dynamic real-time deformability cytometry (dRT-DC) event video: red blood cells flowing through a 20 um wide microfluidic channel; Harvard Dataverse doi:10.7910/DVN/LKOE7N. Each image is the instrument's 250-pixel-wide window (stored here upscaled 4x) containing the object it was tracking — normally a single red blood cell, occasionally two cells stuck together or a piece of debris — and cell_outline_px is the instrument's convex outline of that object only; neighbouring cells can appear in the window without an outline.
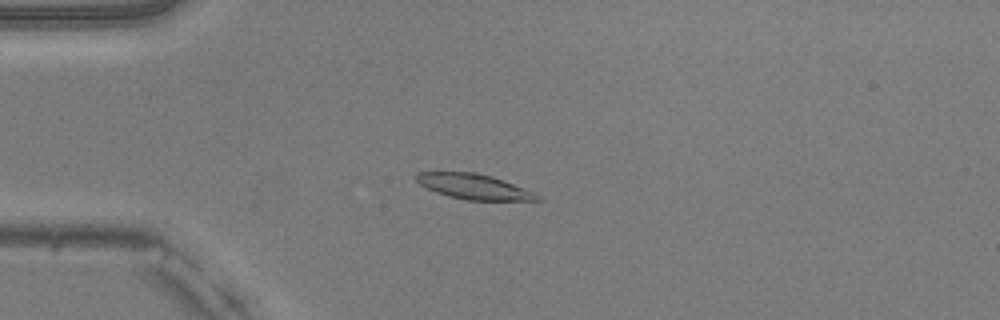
{"species": "common noctule bat (a hibernating species)", "species_latin": "Nyctalus noctula", "temperature_condition": "warm", "stored_images_in_passage": 15, "camera_frame_rate_fps": 3000, "um_per_image_px": 0.085, "animal": {"sex": "male", "body_mass_g": 20.5, "forearm_length_mm": 52.5}, "frame": {"image": 1, "passage_image": 12, "time_ms": 3.667, "image_size_px": [1000, 320], "cell_outline_px": [[544, 200], [468, 200], [448, 196], [436, 192], [420, 184], [416, 180], [416, 172], [476, 172], [492, 176], [504, 180], [536, 192]], "centroid_in_image_um": [40.33, 15.86], "position_along_channel_um": 44.7, "area_um2": 17.8}}